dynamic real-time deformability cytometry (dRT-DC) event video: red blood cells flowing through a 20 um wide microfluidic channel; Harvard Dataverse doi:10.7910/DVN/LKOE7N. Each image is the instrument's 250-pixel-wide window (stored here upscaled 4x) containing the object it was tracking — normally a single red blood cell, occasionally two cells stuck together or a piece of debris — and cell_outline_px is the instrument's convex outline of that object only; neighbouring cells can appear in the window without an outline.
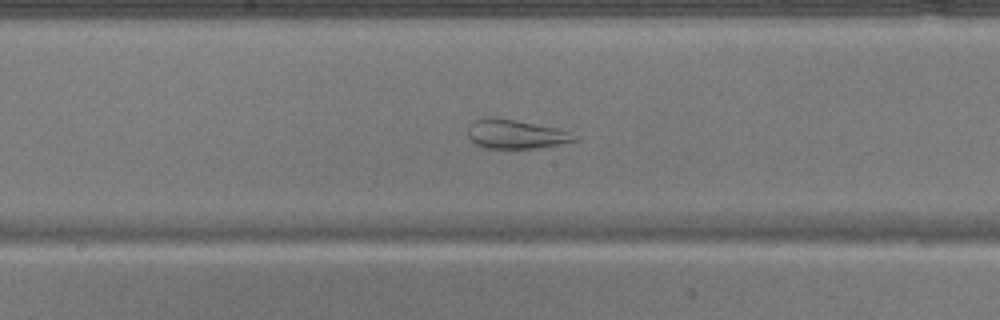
{"species": "common noctule bat (a hibernating species)", "species_latin": "Nyctalus noctula", "temperature_condition": "warm", "stored_images_in_passage": 40, "segment_of_instrument_passage": [2, 2], "camera_frame_rate_fps": 3000, "um_per_image_px": 0.085, "animal": {"sex": "male", "body_mass_g": 17.9}, "frame": {"image": 1, "passage_image": 17, "time_ms": 5.333, "image_size_px": [1000, 320], "cell_outline_px": [[580, 140], [560, 144], [532, 148], [488, 148], [476, 144], [468, 136], [468, 124], [476, 120], [488, 116], [560, 128], [580, 136]], "centroid_in_image_um": [43.88, 11.4], "position_along_channel_um": 204.3, "area_um2": 18.03}}
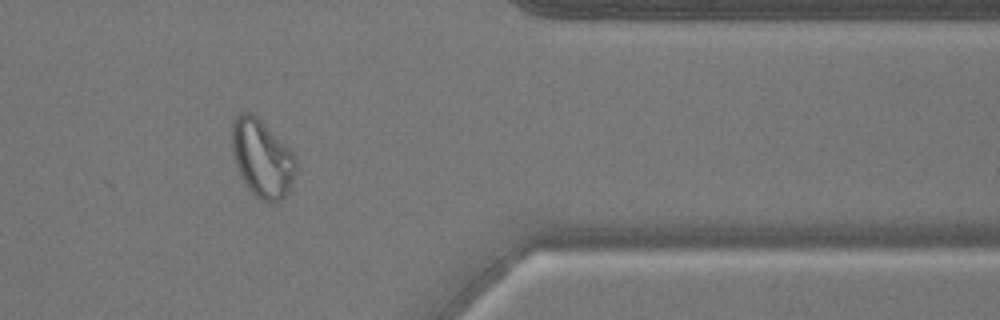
{"frame": {"image": 2, "passage_image": 32, "time_ms": 10.333, "image_size_px": [1000, 320], "cell_outline_px": [[296, 168], [292, 184], [288, 192], [280, 200], [272, 204], [260, 200], [248, 188], [236, 164], [232, 152], [232, 120], [240, 112], [252, 112], [296, 156]], "centroid_in_image_um": [22.27, 13.47], "position_along_channel_um": 389.1, "area_um2": 28.67}}
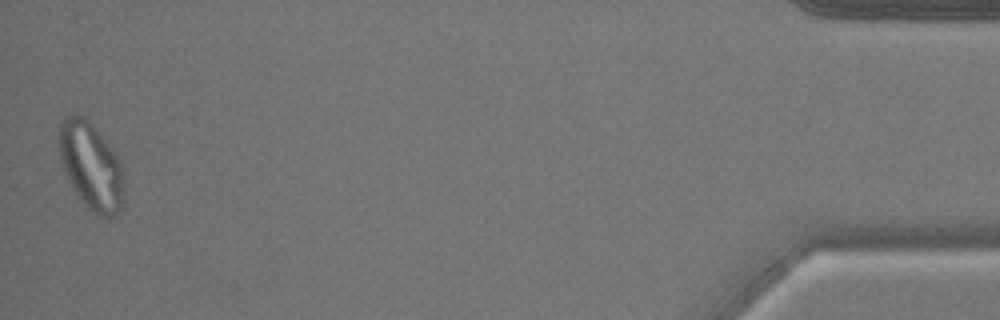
{"frame": {"image": 3, "passage_image": 40, "time_ms": 13.0, "image_size_px": [1000, 320], "cell_outline_px": [[124, 192], [120, 208], [108, 220], [104, 220], [96, 216], [84, 204], [72, 188], [64, 172], [56, 148], [56, 140], [60, 124], [72, 112], [76, 112], [84, 116], [96, 128], [112, 148], [120, 164], [124, 176]], "centroid_in_image_um": [7.69, 14.1], "position_along_channel_um": 427.5, "area_um2": 33.81}}